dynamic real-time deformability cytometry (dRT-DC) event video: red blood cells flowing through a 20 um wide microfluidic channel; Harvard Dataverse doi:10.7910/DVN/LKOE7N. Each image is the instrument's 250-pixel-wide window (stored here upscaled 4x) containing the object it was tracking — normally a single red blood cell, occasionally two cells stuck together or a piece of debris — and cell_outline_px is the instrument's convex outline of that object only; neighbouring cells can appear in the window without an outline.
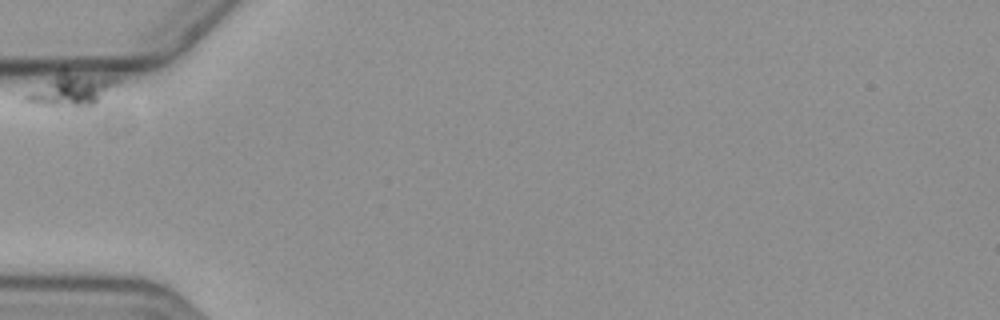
{"species": "common noctule bat (a hibernating species)", "species_latin": "Nyctalus noctula", "temperature_condition": "cold", "stored_images_in_passage": 3, "camera_frame_rate_fps": 3000, "um_per_image_px": 0.085, "animal": {"sex": "female", "body_mass_g": 19.3, "forearm_length_mm": 54.1}, "frame": {"image": 1, "passage_image": 1, "time_ms": 0.0, "image_size_px": [1000, 320], "cell_outline_px": [[116, 84], [88, 112], [76, 112], [24, 104], [20, 100], [28, 92], [56, 76], [64, 72], [116, 76]], "centroid_in_image_um": [6.03, 7.81], "position_along_channel_um": 79.0, "area_um2": 18.44}}
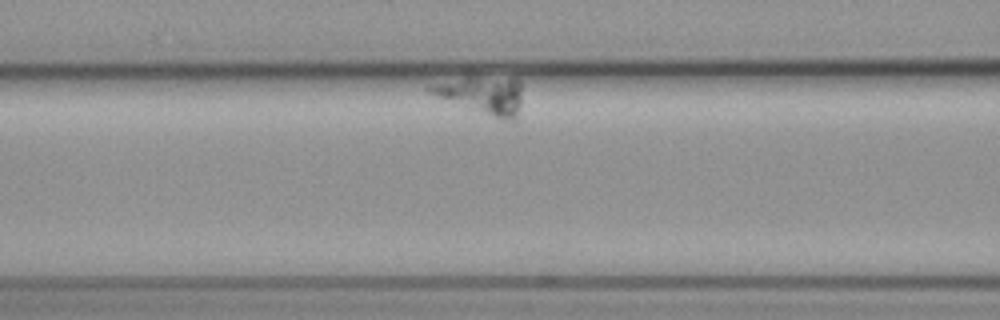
{"frame": {"image": 2, "passage_image": 3, "time_ms": 2.333, "image_size_px": [1000, 320], "cell_outline_px": [[520, 104], [516, 120], [500, 120], [436, 96], [428, 92], [428, 88], [432, 84], [468, 76], [516, 76], [520, 80]], "centroid_in_image_um": [41.06, 8.05], "position_along_channel_um": 125.5, "area_um2": 20.58}}